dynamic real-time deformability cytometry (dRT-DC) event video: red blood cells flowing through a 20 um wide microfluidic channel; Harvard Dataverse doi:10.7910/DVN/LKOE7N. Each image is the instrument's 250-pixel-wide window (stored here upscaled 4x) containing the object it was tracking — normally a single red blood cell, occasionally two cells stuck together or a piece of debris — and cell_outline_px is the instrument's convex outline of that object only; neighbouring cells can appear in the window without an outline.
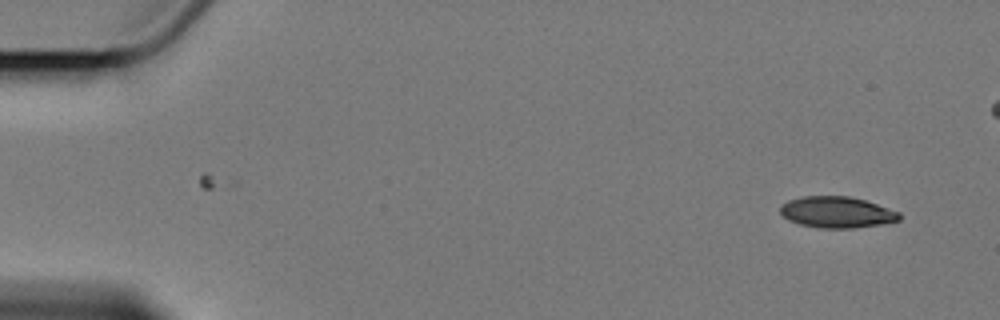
{"species": "Egyptian fruit bat (a non-hibernating species)", "species_latin": "Rousettus aegyptiacus", "temperature_condition": "cold", "stored_images_in_passage": 3, "camera_frame_rate_fps": 3000, "um_per_image_px": 0.085, "animal": {"sex": "female"}, "frame": {"image": 1, "passage_image": 3, "time_ms": 2.333, "image_size_px": [1000, 320], "cell_outline_px": [[900, 220], [884, 224], [852, 228], [820, 228], [800, 224], [788, 220], [780, 212], [780, 204], [788, 200], [804, 196], [848, 196], [864, 200], [900, 212]], "centroid_in_image_um": [71.12, 18.04], "position_along_channel_um": 13.9, "area_um2": 21.68}}